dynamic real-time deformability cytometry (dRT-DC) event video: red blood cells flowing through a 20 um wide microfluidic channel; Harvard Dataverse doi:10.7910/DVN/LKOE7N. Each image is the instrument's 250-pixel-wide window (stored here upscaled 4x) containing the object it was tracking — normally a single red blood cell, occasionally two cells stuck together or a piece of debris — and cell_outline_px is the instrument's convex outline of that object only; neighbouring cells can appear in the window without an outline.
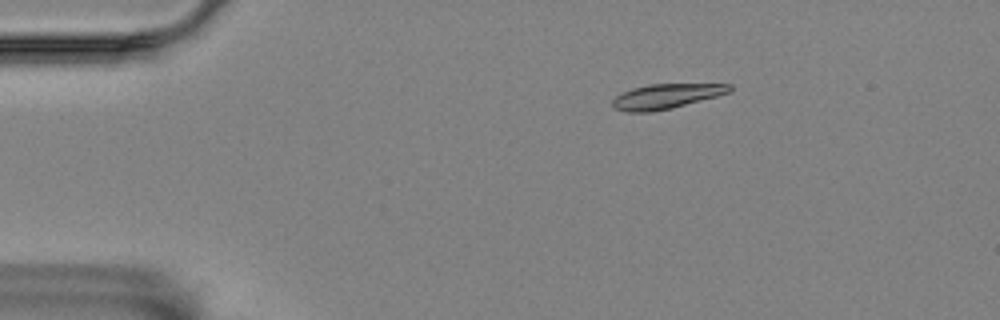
{"species": "Egyptian fruit bat (a non-hibernating species)", "species_latin": "Rousettus aegyptiacus", "temperature_condition": "room temperature", "stored_images_in_passage": 3, "camera_frame_rate_fps": 3000, "um_per_image_px": 0.085, "animal": {"sex": "female"}, "frame": {"image": 1, "passage_image": 1, "time_ms": 0.0, "image_size_px": [1000, 320], "cell_outline_px": [[732, 92], [672, 108], [652, 112], [628, 112], [616, 108], [612, 104], [612, 100], [616, 96], [632, 88], [648, 84], [732, 84]], "centroid_in_image_um": [56.65, 8.18], "position_along_channel_um": 28.3, "area_um2": 16.88}}